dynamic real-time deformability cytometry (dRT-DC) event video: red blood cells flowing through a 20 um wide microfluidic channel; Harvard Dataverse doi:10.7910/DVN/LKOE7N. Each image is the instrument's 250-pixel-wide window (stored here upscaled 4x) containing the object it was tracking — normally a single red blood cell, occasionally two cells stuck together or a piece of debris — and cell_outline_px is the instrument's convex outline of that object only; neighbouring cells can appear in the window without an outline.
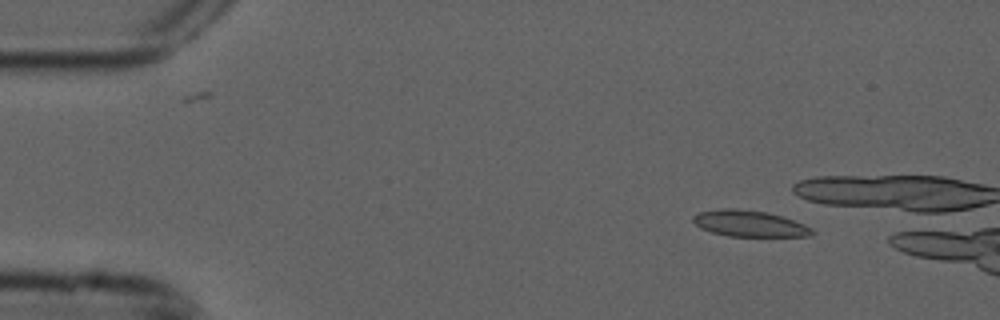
{"species": "common noctule bat (a hibernating species)", "species_latin": "Nyctalus noctula", "temperature_condition": "cold", "stored_images_in_passage": 5, "camera_frame_rate_fps": 3000, "um_per_image_px": 0.085, "animal": {"sex": "male", "forearm_length_mm": 52.5}, "frame": {"image": 1, "passage_image": 2, "time_ms": 0.333, "image_size_px": [1000, 320], "cell_outline_px": [[816, 232], [812, 236], [728, 236], [712, 232], [700, 228], [692, 220], [692, 216], [700, 212], [720, 208], [736, 208], [768, 212], [804, 224], [812, 228]], "centroid_in_image_um": [63.7, 19.0], "position_along_channel_um": 21.3, "area_um2": 18.21}}